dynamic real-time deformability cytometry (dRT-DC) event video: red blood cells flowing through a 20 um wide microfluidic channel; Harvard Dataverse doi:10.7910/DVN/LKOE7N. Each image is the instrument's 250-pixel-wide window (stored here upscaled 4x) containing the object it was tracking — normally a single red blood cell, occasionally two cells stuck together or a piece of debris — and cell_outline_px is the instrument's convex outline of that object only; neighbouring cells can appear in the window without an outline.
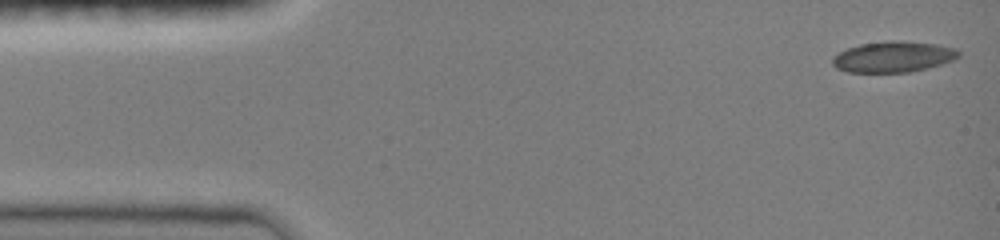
{"species": "common noctule bat (a hibernating species)", "species_latin": "Nyctalus noctula", "temperature_condition": "room temperature", "stored_images_in_passage": 6, "camera_frame_rate_fps": 3000, "um_per_image_px": 0.085, "animal": {"sex": "female", "body_mass_g": 19.0, "forearm_length_mm": 51.5}, "frame": {"image": 1, "passage_image": 1, "time_ms": 0.0, "image_size_px": [1000, 240], "cell_outline_px": [[960, 56], [952, 60], [928, 68], [908, 72], [848, 72], [836, 68], [832, 64], [832, 56], [848, 48], [860, 44], [888, 40], [904, 40], [936, 44], [956, 48], [960, 52]], "centroid_in_image_um": [75.92, 4.82], "position_along_channel_um": 9.1, "area_um2": 22.83}}